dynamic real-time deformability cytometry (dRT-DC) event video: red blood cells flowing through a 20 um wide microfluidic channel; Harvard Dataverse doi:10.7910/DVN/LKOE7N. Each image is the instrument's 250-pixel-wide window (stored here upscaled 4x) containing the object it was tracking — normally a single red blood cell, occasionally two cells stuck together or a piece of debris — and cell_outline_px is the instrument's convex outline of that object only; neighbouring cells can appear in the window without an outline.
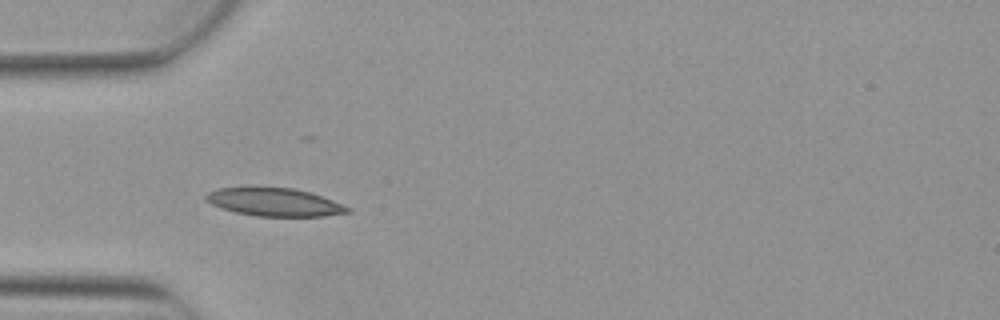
{"species": "Egyptian fruit bat (a non-hibernating species)", "species_latin": "Rousettus aegyptiacus", "temperature_condition": "warm", "stored_images_in_passage": 2, "camera_frame_rate_fps": 3000, "um_per_image_px": 0.085, "animal": {"sex": "female"}, "frame": {"image": 1, "passage_image": 1, "time_ms": 0.0, "image_size_px": [1000, 320], "cell_outline_px": [[352, 212], [324, 216], [256, 216], [236, 212], [220, 208], [204, 200], [204, 196], [208, 192], [216, 188], [244, 184], [248, 184], [292, 188], [312, 192], [344, 204], [352, 208]], "centroid_in_image_um": [23.27, 17.12], "position_along_channel_um": 61.7, "area_um2": 24.39}}
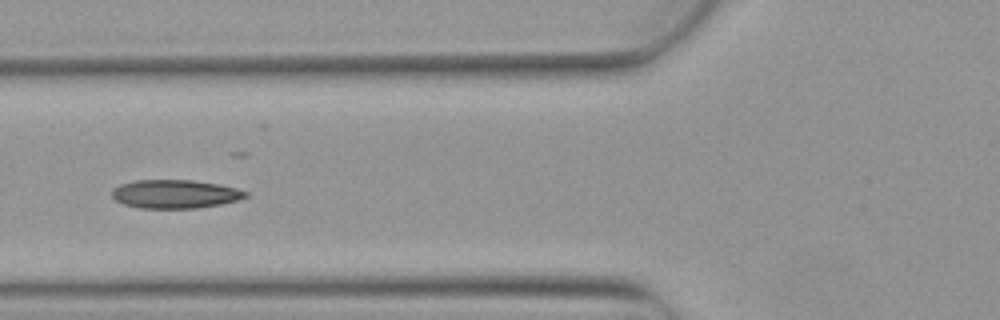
{"frame": {"image": 2, "passage_image": 2, "time_ms": 0.333, "image_size_px": [1000, 320], "cell_outline_px": [[248, 196], [240, 200], [220, 204], [196, 208], [140, 208], [124, 204], [116, 200], [112, 196], [112, 188], [120, 184], [136, 180], [192, 180], [216, 184], [236, 188], [248, 192]], "centroid_in_image_um": [14.88, 16.49], "position_along_channel_um": 110.9, "area_um2": 22.2}}